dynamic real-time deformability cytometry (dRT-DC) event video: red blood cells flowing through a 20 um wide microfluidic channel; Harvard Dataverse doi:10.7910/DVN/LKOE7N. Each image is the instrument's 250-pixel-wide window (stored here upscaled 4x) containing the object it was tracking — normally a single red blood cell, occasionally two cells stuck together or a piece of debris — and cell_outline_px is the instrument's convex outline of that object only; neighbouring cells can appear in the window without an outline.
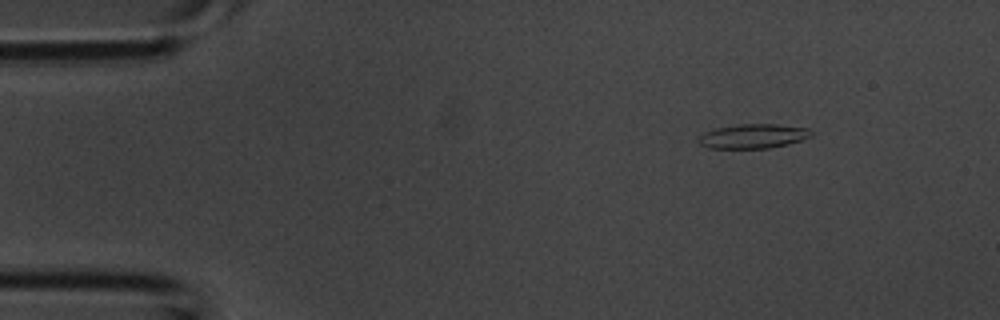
{"species": "common noctule bat (a hibernating species)", "species_latin": "Nyctalus noctula", "temperature_condition": "room temperature", "stored_images_in_passage": 4, "camera_frame_rate_fps": 3000, "um_per_image_px": 0.085, "animal": {"sex": "male", "body_mass_g": 20.1, "forearm_length_mm": 53.5}, "frame": {"image": 1, "passage_image": 1, "time_ms": 0.0, "image_size_px": [1000, 320], "cell_outline_px": [[812, 136], [804, 140], [788, 144], [768, 148], [708, 148], [700, 144], [696, 140], [704, 132], [712, 128], [736, 124], [776, 124], [808, 128], [812, 132]], "centroid_in_image_um": [64.0, 11.57], "position_along_channel_um": 21.0, "area_um2": 16.24}}